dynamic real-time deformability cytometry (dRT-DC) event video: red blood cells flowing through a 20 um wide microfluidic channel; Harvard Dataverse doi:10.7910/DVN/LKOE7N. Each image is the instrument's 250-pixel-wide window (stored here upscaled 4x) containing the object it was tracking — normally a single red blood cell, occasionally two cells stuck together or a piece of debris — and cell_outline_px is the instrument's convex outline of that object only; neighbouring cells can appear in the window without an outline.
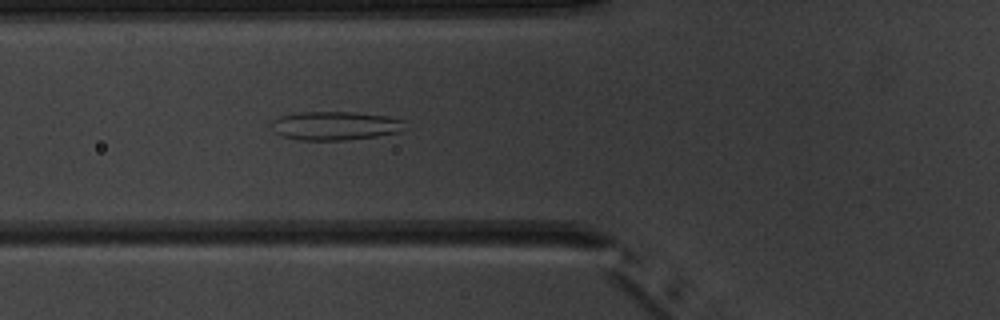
{"species": "common noctule bat (a hibernating species)", "species_latin": "Nyctalus noctula", "temperature_condition": "warm", "stored_images_in_passage": 5, "camera_frame_rate_fps": 3000, "um_per_image_px": 0.085, "animal": {"sex": "male", "body_mass_g": 20.1, "forearm_length_mm": 53.5}, "frame": {"image": 1, "passage_image": 5, "time_ms": 4.667, "image_size_px": [1000, 320], "cell_outline_px": [[408, 128], [400, 132], [376, 136], [344, 140], [296, 140], [280, 136], [276, 132], [272, 124], [272, 120], [280, 116], [300, 112], [352, 112], [388, 116], [404, 120]], "centroid_in_image_um": [28.53, 10.69], "position_along_channel_um": 97.3, "area_um2": 22.48}}